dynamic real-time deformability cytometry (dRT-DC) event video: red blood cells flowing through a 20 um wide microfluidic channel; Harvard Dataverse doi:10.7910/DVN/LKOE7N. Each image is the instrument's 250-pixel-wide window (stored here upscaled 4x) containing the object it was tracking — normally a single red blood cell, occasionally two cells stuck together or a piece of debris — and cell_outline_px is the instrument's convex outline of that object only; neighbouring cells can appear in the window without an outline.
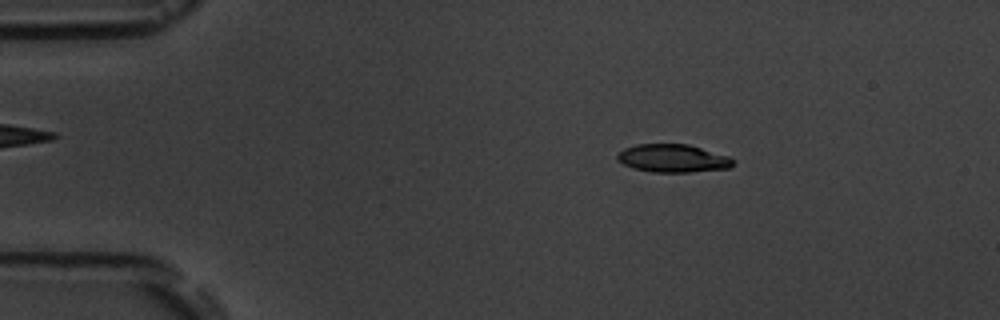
{"species": "common noctule bat (a hibernating species)", "species_latin": "Nyctalus noctula", "temperature_condition": "room temperature", "stored_images_in_passage": 4, "camera_frame_rate_fps": 3000, "um_per_image_px": 0.085, "animal": {"sex": "male", "body_mass_g": 19.5, "forearm_length_mm": 54.6}, "frame": {"image": 1, "passage_image": 2, "time_ms": 1.333, "image_size_px": [1000, 320], "cell_outline_px": [[736, 160], [728, 168], [688, 172], [652, 172], [632, 168], [624, 164], [616, 156], [624, 148], [636, 144], [688, 144], [728, 156]], "centroid_in_image_um": [57.19, 13.45], "position_along_channel_um": 27.8, "area_um2": 18.73}}